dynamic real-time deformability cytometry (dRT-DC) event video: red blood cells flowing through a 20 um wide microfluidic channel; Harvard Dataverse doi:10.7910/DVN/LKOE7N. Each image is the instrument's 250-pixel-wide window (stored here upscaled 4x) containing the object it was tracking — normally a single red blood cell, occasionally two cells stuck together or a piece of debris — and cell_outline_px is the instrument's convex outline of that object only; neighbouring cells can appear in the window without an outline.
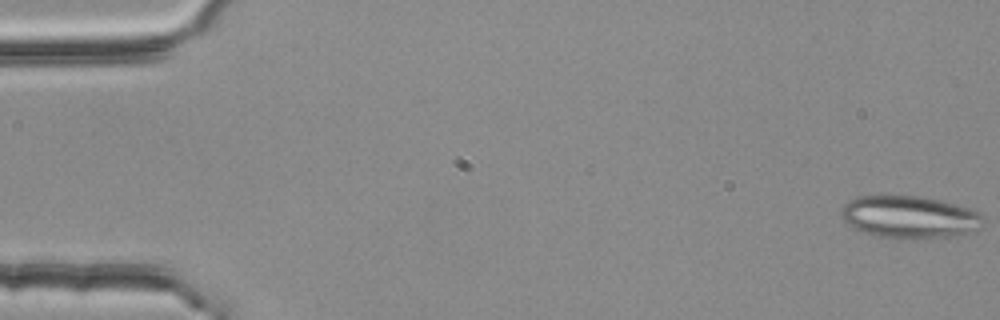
{"species": "common noctule bat (a hibernating species)", "species_latin": "Nyctalus noctula", "temperature_condition": "room temperature", "stored_images_in_passage": 4, "segment_of_instrument_passage": [2, 2], "camera_frame_rate_fps": 3000, "um_per_image_px": 0.085, "animal": {"sex": "female", "body_mass_g": 25.1}, "frame": {"image": 1, "passage_image": 4, "time_ms": 1.0, "image_size_px": [1000, 320], "cell_outline_px": [[980, 228], [968, 232], [944, 236], [896, 240], [876, 236], [864, 232], [844, 224], [840, 220], [840, 212], [844, 204], [848, 200], [856, 196], [920, 196], [940, 200], [956, 204], [980, 212]], "centroid_in_image_um": [77.18, 18.44], "position_along_channel_um": 7.8, "area_um2": 35.14}}